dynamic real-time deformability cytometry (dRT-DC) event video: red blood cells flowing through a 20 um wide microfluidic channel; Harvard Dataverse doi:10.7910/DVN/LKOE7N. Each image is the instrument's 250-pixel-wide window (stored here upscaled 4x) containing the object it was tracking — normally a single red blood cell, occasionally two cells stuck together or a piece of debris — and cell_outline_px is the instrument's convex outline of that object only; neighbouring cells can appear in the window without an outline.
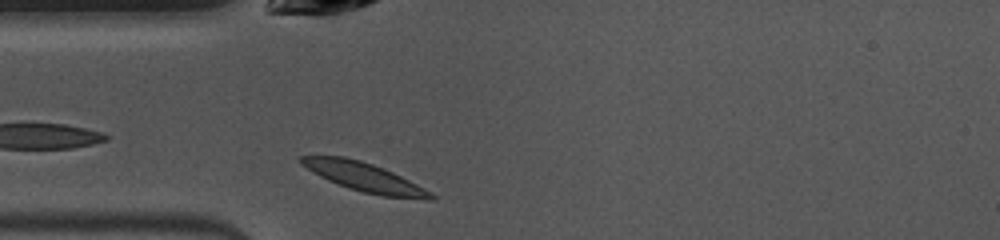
{"species": "common noctule bat (a hibernating species)", "species_latin": "Nyctalus noctula", "temperature_condition": "warm", "stored_images_in_passage": 35, "camera_frame_rate_fps": 3000, "um_per_image_px": 0.085, "animal": {"sex": "female", "body_mass_g": 10.0, "forearm_length_mm": 53.1}, "frame": {"image": 1, "passage_image": 1, "time_ms": 0.0, "image_size_px": [1000, 240], "cell_outline_px": [[436, 200], [428, 200], [380, 196], [348, 188], [328, 180], [312, 172], [300, 164], [300, 156], [344, 156], [360, 160], [372, 164], [392, 172], [432, 192], [436, 196]], "centroid_in_image_um": [30.99, 15.07], "position_along_channel_um": 54.0, "area_um2": 21.73}}
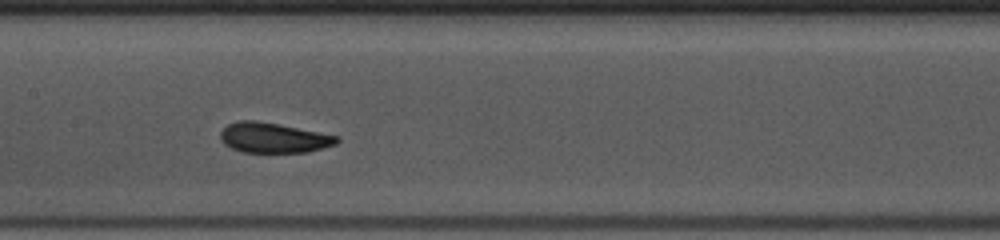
{"frame": {"image": 2, "passage_image": 11, "time_ms": 3.333, "image_size_px": [1000, 240], "cell_outline_px": [[340, 140], [336, 144], [308, 152], [244, 152], [232, 148], [224, 144], [220, 140], [220, 132], [228, 124], [236, 120], [256, 120], [340, 136]], "centroid_in_image_um": [23.24, 11.7], "position_along_channel_um": 184.2, "area_um2": 20.4}}
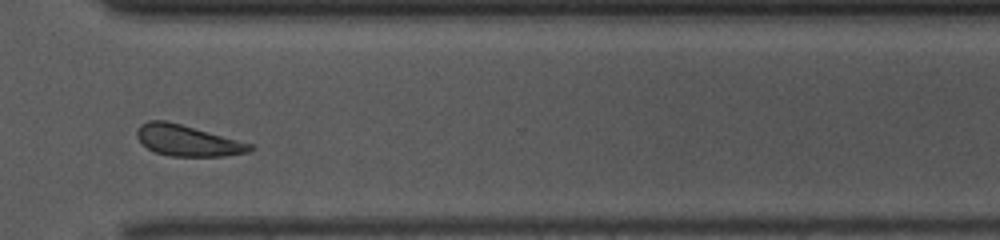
{"frame": {"image": 3, "passage_image": 24, "time_ms": 7.667, "image_size_px": [1000, 240], "cell_outline_px": [[256, 148], [248, 152], [224, 156], [172, 156], [156, 152], [148, 148], [136, 136], [136, 132], [140, 124], [148, 120], [164, 120], [180, 124], [252, 144]], "centroid_in_image_um": [15.93, 11.95], "position_along_channel_um": 354.7, "area_um2": 20.11}, "authors_computed_cell_mechanics": {"area_um2": 20.8658, "velocity_mm_per_s": 3.9425, "shape_relaxation_time_tau1_ms": 2.8961, "shape_relaxation_time_tau2_ms": 2.4319, "deformation_change_tau1": 0.1228, "deformation_change_tau2": 0.0628}}